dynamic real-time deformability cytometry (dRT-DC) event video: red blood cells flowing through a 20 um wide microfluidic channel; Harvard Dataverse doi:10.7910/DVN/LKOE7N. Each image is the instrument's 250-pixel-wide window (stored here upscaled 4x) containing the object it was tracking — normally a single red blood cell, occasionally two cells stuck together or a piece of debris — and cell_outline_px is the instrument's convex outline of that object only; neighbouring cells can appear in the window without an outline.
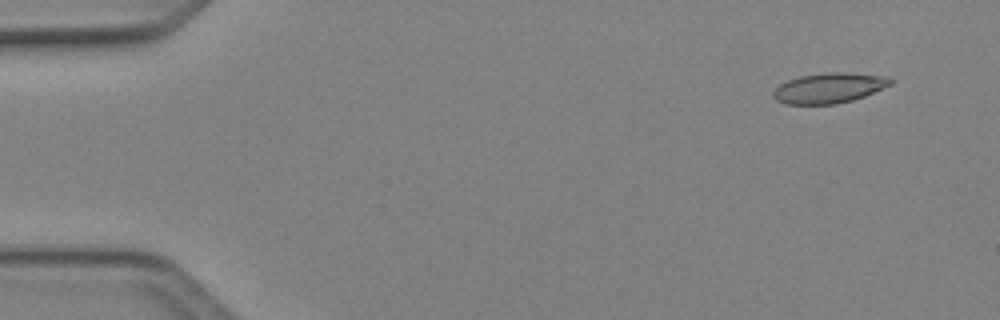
{"species": "Egyptian fruit bat (a non-hibernating species)", "species_latin": "Rousettus aegyptiacus", "temperature_condition": "cold", "stored_images_in_passage": 4, "camera_frame_rate_fps": 3000, "um_per_image_px": 0.085, "animal": {"sex": "female"}, "frame": {"image": 1, "passage_image": 1, "time_ms": 0.0, "image_size_px": [1000, 320], "cell_outline_px": [[896, 80], [892, 84], [864, 96], [852, 100], [836, 104], [788, 104], [776, 100], [772, 96], [772, 92], [780, 84], [788, 80], [800, 76], [824, 72], [844, 72], [880, 76]], "centroid_in_image_um": [70.45, 7.48], "position_along_channel_um": 14.6, "area_um2": 20.52}}
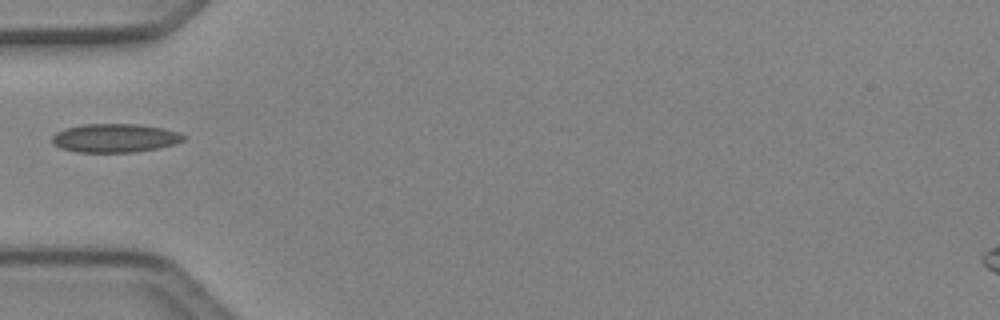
{"frame": {"image": 2, "passage_image": 4, "time_ms": 1.0, "image_size_px": [1000, 320], "cell_outline_px": [[188, 136], [184, 140], [176, 144], [136, 152], [76, 152], [60, 148], [52, 144], [52, 136], [56, 132], [64, 128], [80, 124], [140, 124], [164, 128], [180, 132]], "centroid_in_image_um": [9.78, 11.72], "position_along_channel_um": 75.2, "area_um2": 22.31}}